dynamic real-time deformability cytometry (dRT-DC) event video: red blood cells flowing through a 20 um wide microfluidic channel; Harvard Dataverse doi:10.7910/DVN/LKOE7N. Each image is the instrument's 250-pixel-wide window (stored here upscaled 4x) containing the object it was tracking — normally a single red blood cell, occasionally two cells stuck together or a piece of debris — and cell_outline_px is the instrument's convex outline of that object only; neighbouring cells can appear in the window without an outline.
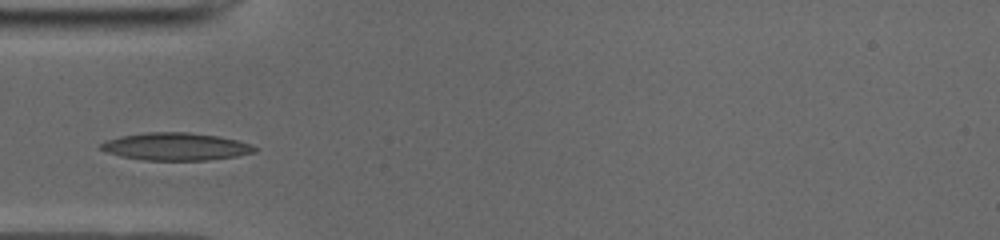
{"species": "common noctule bat (a hibernating species)", "species_latin": "Nyctalus noctula", "temperature_condition": "cold", "stored_images_in_passage": 35, "camera_frame_rate_fps": 3000, "um_per_image_px": 0.085, "animal": {"sex": "male", "body_mass_g": 19.0, "forearm_length_mm": 50.8}, "frame": {"image": 1, "passage_image": 6, "time_ms": 1.667, "image_size_px": [1000, 240], "cell_outline_px": [[260, 148], [256, 152], [236, 156], [208, 160], [144, 160], [120, 156], [108, 152], [100, 148], [100, 144], [108, 140], [120, 136], [148, 132], [188, 132], [220, 136], [252, 144]], "centroid_in_image_um": [15.0, 12.45], "position_along_channel_um": 70.0, "area_um2": 24.74}}
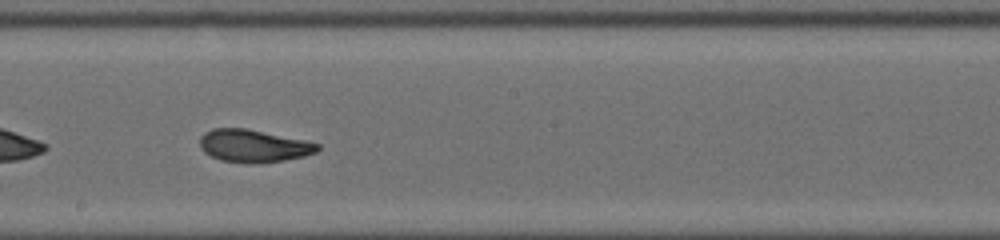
{"frame": {"image": 2, "passage_image": 18, "time_ms": 5.667, "image_size_px": [1000, 240], "cell_outline_px": [[320, 148], [316, 152], [304, 156], [284, 160], [252, 164], [248, 164], [220, 160], [204, 152], [200, 148], [200, 136], [204, 132], [212, 128], [244, 128], [304, 140], [320, 144]], "centroid_in_image_um": [21.52, 12.4], "position_along_channel_um": 226.7, "area_um2": 22.37}}
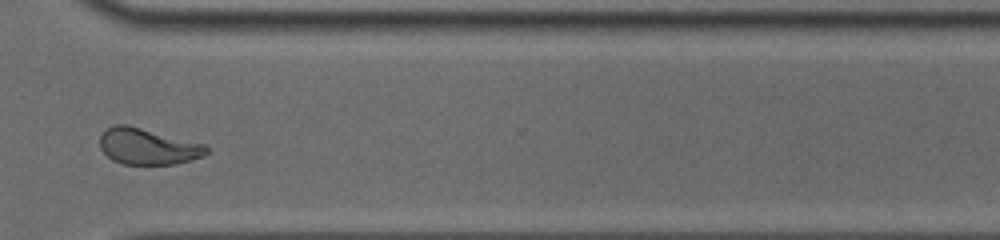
{"frame": {"image": 3, "passage_image": 28, "time_ms": 9.0, "image_size_px": [1000, 240], "cell_outline_px": [[208, 152], [204, 156], [192, 160], [176, 164], [120, 164], [112, 160], [100, 148], [100, 136], [112, 124], [128, 124], [204, 144], [208, 148]], "centroid_in_image_um": [12.56, 12.45], "position_along_channel_um": 358.0, "area_um2": 22.54}, "authors_computed_cell_mechanics": {"area_um2": 22.4842, "velocity_mm_per_s": 3.9165, "shape_relaxation_time_tau1_ms": 8.5747, "shape_relaxation_time_tau2_ms": 2.0208, "deformation_change_tau1": 0.2688, "deformation_change_tau2": 0.0822}}